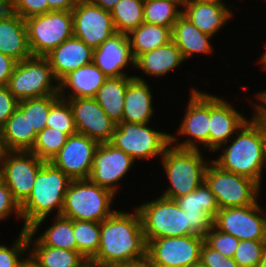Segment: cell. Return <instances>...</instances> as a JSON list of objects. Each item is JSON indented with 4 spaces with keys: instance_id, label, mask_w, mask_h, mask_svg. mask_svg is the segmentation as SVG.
Here are the masks:
<instances>
[{
    "instance_id": "41",
    "label": "cell",
    "mask_w": 266,
    "mask_h": 267,
    "mask_svg": "<svg viewBox=\"0 0 266 267\" xmlns=\"http://www.w3.org/2000/svg\"><path fill=\"white\" fill-rule=\"evenodd\" d=\"M18 234L10 247L0 243V267H16L28 254L27 230Z\"/></svg>"
},
{
    "instance_id": "60",
    "label": "cell",
    "mask_w": 266,
    "mask_h": 267,
    "mask_svg": "<svg viewBox=\"0 0 266 267\" xmlns=\"http://www.w3.org/2000/svg\"><path fill=\"white\" fill-rule=\"evenodd\" d=\"M191 267H206V266H204V265L201 264V263H197V264H195V265H192Z\"/></svg>"
},
{
    "instance_id": "4",
    "label": "cell",
    "mask_w": 266,
    "mask_h": 267,
    "mask_svg": "<svg viewBox=\"0 0 266 267\" xmlns=\"http://www.w3.org/2000/svg\"><path fill=\"white\" fill-rule=\"evenodd\" d=\"M203 150L179 148L171 143L166 147L161 161L169 186L162 197L177 199L197 189L205 181V171L210 159Z\"/></svg>"
},
{
    "instance_id": "56",
    "label": "cell",
    "mask_w": 266,
    "mask_h": 267,
    "mask_svg": "<svg viewBox=\"0 0 266 267\" xmlns=\"http://www.w3.org/2000/svg\"><path fill=\"white\" fill-rule=\"evenodd\" d=\"M258 267H266V247L264 249V252H263V255H262V258L260 260Z\"/></svg>"
},
{
    "instance_id": "13",
    "label": "cell",
    "mask_w": 266,
    "mask_h": 267,
    "mask_svg": "<svg viewBox=\"0 0 266 267\" xmlns=\"http://www.w3.org/2000/svg\"><path fill=\"white\" fill-rule=\"evenodd\" d=\"M214 226L238 240H266V213L259 201L253 205L220 209Z\"/></svg>"
},
{
    "instance_id": "8",
    "label": "cell",
    "mask_w": 266,
    "mask_h": 267,
    "mask_svg": "<svg viewBox=\"0 0 266 267\" xmlns=\"http://www.w3.org/2000/svg\"><path fill=\"white\" fill-rule=\"evenodd\" d=\"M147 124L118 123L111 141L114 147L122 150L134 161L162 158L170 144V134L155 130Z\"/></svg>"
},
{
    "instance_id": "45",
    "label": "cell",
    "mask_w": 266,
    "mask_h": 267,
    "mask_svg": "<svg viewBox=\"0 0 266 267\" xmlns=\"http://www.w3.org/2000/svg\"><path fill=\"white\" fill-rule=\"evenodd\" d=\"M200 263L206 267H239L233 258L213 250L205 242L200 251Z\"/></svg>"
},
{
    "instance_id": "9",
    "label": "cell",
    "mask_w": 266,
    "mask_h": 267,
    "mask_svg": "<svg viewBox=\"0 0 266 267\" xmlns=\"http://www.w3.org/2000/svg\"><path fill=\"white\" fill-rule=\"evenodd\" d=\"M205 182L220 209L253 205L260 199L261 187L251 178L227 172L212 161L205 171Z\"/></svg>"
},
{
    "instance_id": "15",
    "label": "cell",
    "mask_w": 266,
    "mask_h": 267,
    "mask_svg": "<svg viewBox=\"0 0 266 267\" xmlns=\"http://www.w3.org/2000/svg\"><path fill=\"white\" fill-rule=\"evenodd\" d=\"M73 36L81 39L92 49L116 33L111 12L102 9L91 0H78L71 11Z\"/></svg>"
},
{
    "instance_id": "49",
    "label": "cell",
    "mask_w": 266,
    "mask_h": 267,
    "mask_svg": "<svg viewBox=\"0 0 266 267\" xmlns=\"http://www.w3.org/2000/svg\"><path fill=\"white\" fill-rule=\"evenodd\" d=\"M50 11H72L78 0H47Z\"/></svg>"
},
{
    "instance_id": "20",
    "label": "cell",
    "mask_w": 266,
    "mask_h": 267,
    "mask_svg": "<svg viewBox=\"0 0 266 267\" xmlns=\"http://www.w3.org/2000/svg\"><path fill=\"white\" fill-rule=\"evenodd\" d=\"M227 99L210 94L209 151L213 153L226 144L248 118L237 111Z\"/></svg>"
},
{
    "instance_id": "48",
    "label": "cell",
    "mask_w": 266,
    "mask_h": 267,
    "mask_svg": "<svg viewBox=\"0 0 266 267\" xmlns=\"http://www.w3.org/2000/svg\"><path fill=\"white\" fill-rule=\"evenodd\" d=\"M255 97L258 100L257 103L253 101L250 102L253 109L251 118L254 120L266 121V90L259 91L255 94Z\"/></svg>"
},
{
    "instance_id": "46",
    "label": "cell",
    "mask_w": 266,
    "mask_h": 267,
    "mask_svg": "<svg viewBox=\"0 0 266 267\" xmlns=\"http://www.w3.org/2000/svg\"><path fill=\"white\" fill-rule=\"evenodd\" d=\"M18 104L19 101L9 91L7 85L0 86V129L18 108Z\"/></svg>"
},
{
    "instance_id": "30",
    "label": "cell",
    "mask_w": 266,
    "mask_h": 267,
    "mask_svg": "<svg viewBox=\"0 0 266 267\" xmlns=\"http://www.w3.org/2000/svg\"><path fill=\"white\" fill-rule=\"evenodd\" d=\"M6 151H30L37 134L31 129L29 118L17 108L0 129Z\"/></svg>"
},
{
    "instance_id": "11",
    "label": "cell",
    "mask_w": 266,
    "mask_h": 267,
    "mask_svg": "<svg viewBox=\"0 0 266 267\" xmlns=\"http://www.w3.org/2000/svg\"><path fill=\"white\" fill-rule=\"evenodd\" d=\"M33 56L45 57L65 40L73 37L71 11H50L25 19Z\"/></svg>"
},
{
    "instance_id": "32",
    "label": "cell",
    "mask_w": 266,
    "mask_h": 267,
    "mask_svg": "<svg viewBox=\"0 0 266 267\" xmlns=\"http://www.w3.org/2000/svg\"><path fill=\"white\" fill-rule=\"evenodd\" d=\"M52 225L36 238L27 235L28 245H45L66 250H76V241L73 232V220L62 215H53Z\"/></svg>"
},
{
    "instance_id": "27",
    "label": "cell",
    "mask_w": 266,
    "mask_h": 267,
    "mask_svg": "<svg viewBox=\"0 0 266 267\" xmlns=\"http://www.w3.org/2000/svg\"><path fill=\"white\" fill-rule=\"evenodd\" d=\"M185 59L176 44L171 40L154 50L145 52L135 59V68L145 75L155 77L168 76L172 70L179 68Z\"/></svg>"
},
{
    "instance_id": "12",
    "label": "cell",
    "mask_w": 266,
    "mask_h": 267,
    "mask_svg": "<svg viewBox=\"0 0 266 267\" xmlns=\"http://www.w3.org/2000/svg\"><path fill=\"white\" fill-rule=\"evenodd\" d=\"M204 237L200 235L156 238L147 243L153 267H191L200 263Z\"/></svg>"
},
{
    "instance_id": "50",
    "label": "cell",
    "mask_w": 266,
    "mask_h": 267,
    "mask_svg": "<svg viewBox=\"0 0 266 267\" xmlns=\"http://www.w3.org/2000/svg\"><path fill=\"white\" fill-rule=\"evenodd\" d=\"M112 267H153V265L151 264V261L149 260V258L145 256L142 259L120 263Z\"/></svg>"
},
{
    "instance_id": "58",
    "label": "cell",
    "mask_w": 266,
    "mask_h": 267,
    "mask_svg": "<svg viewBox=\"0 0 266 267\" xmlns=\"http://www.w3.org/2000/svg\"><path fill=\"white\" fill-rule=\"evenodd\" d=\"M8 6V0H0V10Z\"/></svg>"
},
{
    "instance_id": "17",
    "label": "cell",
    "mask_w": 266,
    "mask_h": 267,
    "mask_svg": "<svg viewBox=\"0 0 266 267\" xmlns=\"http://www.w3.org/2000/svg\"><path fill=\"white\" fill-rule=\"evenodd\" d=\"M99 143L80 133L69 135L67 142L50 161L71 180L88 179Z\"/></svg>"
},
{
    "instance_id": "59",
    "label": "cell",
    "mask_w": 266,
    "mask_h": 267,
    "mask_svg": "<svg viewBox=\"0 0 266 267\" xmlns=\"http://www.w3.org/2000/svg\"><path fill=\"white\" fill-rule=\"evenodd\" d=\"M201 1H213V2H218V3H221V4H226L225 0H201Z\"/></svg>"
},
{
    "instance_id": "22",
    "label": "cell",
    "mask_w": 266,
    "mask_h": 267,
    "mask_svg": "<svg viewBox=\"0 0 266 267\" xmlns=\"http://www.w3.org/2000/svg\"><path fill=\"white\" fill-rule=\"evenodd\" d=\"M233 5L213 1L186 0L182 14L188 18L201 32L211 37L233 19Z\"/></svg>"
},
{
    "instance_id": "52",
    "label": "cell",
    "mask_w": 266,
    "mask_h": 267,
    "mask_svg": "<svg viewBox=\"0 0 266 267\" xmlns=\"http://www.w3.org/2000/svg\"><path fill=\"white\" fill-rule=\"evenodd\" d=\"M16 267H39V265L28 253Z\"/></svg>"
},
{
    "instance_id": "44",
    "label": "cell",
    "mask_w": 266,
    "mask_h": 267,
    "mask_svg": "<svg viewBox=\"0 0 266 267\" xmlns=\"http://www.w3.org/2000/svg\"><path fill=\"white\" fill-rule=\"evenodd\" d=\"M10 215L16 216L17 220H22L19 203L14 199L12 192L0 178V221L8 220Z\"/></svg>"
},
{
    "instance_id": "54",
    "label": "cell",
    "mask_w": 266,
    "mask_h": 267,
    "mask_svg": "<svg viewBox=\"0 0 266 267\" xmlns=\"http://www.w3.org/2000/svg\"><path fill=\"white\" fill-rule=\"evenodd\" d=\"M5 152H6V149L4 147L1 132H0V165H2Z\"/></svg>"
},
{
    "instance_id": "38",
    "label": "cell",
    "mask_w": 266,
    "mask_h": 267,
    "mask_svg": "<svg viewBox=\"0 0 266 267\" xmlns=\"http://www.w3.org/2000/svg\"><path fill=\"white\" fill-rule=\"evenodd\" d=\"M69 135L56 129L46 127L40 131L30 150L39 159L50 162L67 142Z\"/></svg>"
},
{
    "instance_id": "36",
    "label": "cell",
    "mask_w": 266,
    "mask_h": 267,
    "mask_svg": "<svg viewBox=\"0 0 266 267\" xmlns=\"http://www.w3.org/2000/svg\"><path fill=\"white\" fill-rule=\"evenodd\" d=\"M76 251L86 260H91L99 249L100 222L73 220Z\"/></svg>"
},
{
    "instance_id": "29",
    "label": "cell",
    "mask_w": 266,
    "mask_h": 267,
    "mask_svg": "<svg viewBox=\"0 0 266 267\" xmlns=\"http://www.w3.org/2000/svg\"><path fill=\"white\" fill-rule=\"evenodd\" d=\"M133 78L132 75L109 77L94 97L107 116L116 124L122 122L125 93Z\"/></svg>"
},
{
    "instance_id": "24",
    "label": "cell",
    "mask_w": 266,
    "mask_h": 267,
    "mask_svg": "<svg viewBox=\"0 0 266 267\" xmlns=\"http://www.w3.org/2000/svg\"><path fill=\"white\" fill-rule=\"evenodd\" d=\"M45 57L49 61L54 77L60 82L70 72L92 63L93 49L73 36Z\"/></svg>"
},
{
    "instance_id": "57",
    "label": "cell",
    "mask_w": 266,
    "mask_h": 267,
    "mask_svg": "<svg viewBox=\"0 0 266 267\" xmlns=\"http://www.w3.org/2000/svg\"><path fill=\"white\" fill-rule=\"evenodd\" d=\"M80 267H99V266L96 263H94L92 260H87Z\"/></svg>"
},
{
    "instance_id": "19",
    "label": "cell",
    "mask_w": 266,
    "mask_h": 267,
    "mask_svg": "<svg viewBox=\"0 0 266 267\" xmlns=\"http://www.w3.org/2000/svg\"><path fill=\"white\" fill-rule=\"evenodd\" d=\"M174 200L187 215L190 235L204 237L213 228L214 218L220 208L205 181L193 192Z\"/></svg>"
},
{
    "instance_id": "14",
    "label": "cell",
    "mask_w": 266,
    "mask_h": 267,
    "mask_svg": "<svg viewBox=\"0 0 266 267\" xmlns=\"http://www.w3.org/2000/svg\"><path fill=\"white\" fill-rule=\"evenodd\" d=\"M46 161L31 151H6L0 169V178L21 205L34 186L37 173Z\"/></svg>"
},
{
    "instance_id": "18",
    "label": "cell",
    "mask_w": 266,
    "mask_h": 267,
    "mask_svg": "<svg viewBox=\"0 0 266 267\" xmlns=\"http://www.w3.org/2000/svg\"><path fill=\"white\" fill-rule=\"evenodd\" d=\"M66 100L73 111L77 133L84 134L99 144L111 141L117 124L107 116L95 98Z\"/></svg>"
},
{
    "instance_id": "34",
    "label": "cell",
    "mask_w": 266,
    "mask_h": 267,
    "mask_svg": "<svg viewBox=\"0 0 266 267\" xmlns=\"http://www.w3.org/2000/svg\"><path fill=\"white\" fill-rule=\"evenodd\" d=\"M185 1L144 0V22L173 27L182 15Z\"/></svg>"
},
{
    "instance_id": "53",
    "label": "cell",
    "mask_w": 266,
    "mask_h": 267,
    "mask_svg": "<svg viewBox=\"0 0 266 267\" xmlns=\"http://www.w3.org/2000/svg\"><path fill=\"white\" fill-rule=\"evenodd\" d=\"M261 127L263 140H264V150H265V159H266V121L263 120H255Z\"/></svg>"
},
{
    "instance_id": "21",
    "label": "cell",
    "mask_w": 266,
    "mask_h": 267,
    "mask_svg": "<svg viewBox=\"0 0 266 267\" xmlns=\"http://www.w3.org/2000/svg\"><path fill=\"white\" fill-rule=\"evenodd\" d=\"M92 62L109 78L129 76L124 70L135 68L130 41L125 33L116 32L93 49Z\"/></svg>"
},
{
    "instance_id": "7",
    "label": "cell",
    "mask_w": 266,
    "mask_h": 267,
    "mask_svg": "<svg viewBox=\"0 0 266 267\" xmlns=\"http://www.w3.org/2000/svg\"><path fill=\"white\" fill-rule=\"evenodd\" d=\"M7 87L19 102L59 94V82L48 59L42 56H31L17 62Z\"/></svg>"
},
{
    "instance_id": "28",
    "label": "cell",
    "mask_w": 266,
    "mask_h": 267,
    "mask_svg": "<svg viewBox=\"0 0 266 267\" xmlns=\"http://www.w3.org/2000/svg\"><path fill=\"white\" fill-rule=\"evenodd\" d=\"M172 41L181 51L183 58L188 60L194 55H209L214 52L213 37L201 32L183 14L175 22L171 30Z\"/></svg>"
},
{
    "instance_id": "25",
    "label": "cell",
    "mask_w": 266,
    "mask_h": 267,
    "mask_svg": "<svg viewBox=\"0 0 266 267\" xmlns=\"http://www.w3.org/2000/svg\"><path fill=\"white\" fill-rule=\"evenodd\" d=\"M129 82L125 98L122 122L147 124L151 123L154 114L151 85L142 76L133 75Z\"/></svg>"
},
{
    "instance_id": "39",
    "label": "cell",
    "mask_w": 266,
    "mask_h": 267,
    "mask_svg": "<svg viewBox=\"0 0 266 267\" xmlns=\"http://www.w3.org/2000/svg\"><path fill=\"white\" fill-rule=\"evenodd\" d=\"M47 127L56 129L68 135L77 133L73 111L69 101L59 98L49 111Z\"/></svg>"
},
{
    "instance_id": "61",
    "label": "cell",
    "mask_w": 266,
    "mask_h": 267,
    "mask_svg": "<svg viewBox=\"0 0 266 267\" xmlns=\"http://www.w3.org/2000/svg\"><path fill=\"white\" fill-rule=\"evenodd\" d=\"M169 1H186V0H169Z\"/></svg>"
},
{
    "instance_id": "33",
    "label": "cell",
    "mask_w": 266,
    "mask_h": 267,
    "mask_svg": "<svg viewBox=\"0 0 266 267\" xmlns=\"http://www.w3.org/2000/svg\"><path fill=\"white\" fill-rule=\"evenodd\" d=\"M28 253L39 267H80L87 260L76 250L28 245Z\"/></svg>"
},
{
    "instance_id": "37",
    "label": "cell",
    "mask_w": 266,
    "mask_h": 267,
    "mask_svg": "<svg viewBox=\"0 0 266 267\" xmlns=\"http://www.w3.org/2000/svg\"><path fill=\"white\" fill-rule=\"evenodd\" d=\"M60 98L59 94L22 100L18 108L29 118L31 129L36 134L47 127V119L51 106Z\"/></svg>"
},
{
    "instance_id": "5",
    "label": "cell",
    "mask_w": 266,
    "mask_h": 267,
    "mask_svg": "<svg viewBox=\"0 0 266 267\" xmlns=\"http://www.w3.org/2000/svg\"><path fill=\"white\" fill-rule=\"evenodd\" d=\"M116 195L89 179L72 180L65 194L61 215L71 220L102 222L116 209L112 204Z\"/></svg>"
},
{
    "instance_id": "2",
    "label": "cell",
    "mask_w": 266,
    "mask_h": 267,
    "mask_svg": "<svg viewBox=\"0 0 266 267\" xmlns=\"http://www.w3.org/2000/svg\"><path fill=\"white\" fill-rule=\"evenodd\" d=\"M71 179L51 162H45L37 173L34 186L28 198L20 205L22 221L21 231L36 236L43 222L53 212L61 215L65 194Z\"/></svg>"
},
{
    "instance_id": "1",
    "label": "cell",
    "mask_w": 266,
    "mask_h": 267,
    "mask_svg": "<svg viewBox=\"0 0 266 267\" xmlns=\"http://www.w3.org/2000/svg\"><path fill=\"white\" fill-rule=\"evenodd\" d=\"M133 212L116 210L100 223V243L97 254L91 259L99 267H112L147 256V242L141 217Z\"/></svg>"
},
{
    "instance_id": "23",
    "label": "cell",
    "mask_w": 266,
    "mask_h": 267,
    "mask_svg": "<svg viewBox=\"0 0 266 267\" xmlns=\"http://www.w3.org/2000/svg\"><path fill=\"white\" fill-rule=\"evenodd\" d=\"M0 53L17 62L32 55L25 20L7 6L0 10Z\"/></svg>"
},
{
    "instance_id": "31",
    "label": "cell",
    "mask_w": 266,
    "mask_h": 267,
    "mask_svg": "<svg viewBox=\"0 0 266 267\" xmlns=\"http://www.w3.org/2000/svg\"><path fill=\"white\" fill-rule=\"evenodd\" d=\"M172 27H163L143 22L127 35L133 58L167 44L172 40Z\"/></svg>"
},
{
    "instance_id": "55",
    "label": "cell",
    "mask_w": 266,
    "mask_h": 267,
    "mask_svg": "<svg viewBox=\"0 0 266 267\" xmlns=\"http://www.w3.org/2000/svg\"><path fill=\"white\" fill-rule=\"evenodd\" d=\"M265 47H266V42H265ZM257 64L260 62V64L262 63V69L266 70V50L263 51V54H261L259 60H257Z\"/></svg>"
},
{
    "instance_id": "26",
    "label": "cell",
    "mask_w": 266,
    "mask_h": 267,
    "mask_svg": "<svg viewBox=\"0 0 266 267\" xmlns=\"http://www.w3.org/2000/svg\"><path fill=\"white\" fill-rule=\"evenodd\" d=\"M107 78L92 62L70 72L59 82V96L63 99L94 98Z\"/></svg>"
},
{
    "instance_id": "6",
    "label": "cell",
    "mask_w": 266,
    "mask_h": 267,
    "mask_svg": "<svg viewBox=\"0 0 266 267\" xmlns=\"http://www.w3.org/2000/svg\"><path fill=\"white\" fill-rule=\"evenodd\" d=\"M135 208L147 243L156 238L190 235L187 215L175 200L158 196Z\"/></svg>"
},
{
    "instance_id": "35",
    "label": "cell",
    "mask_w": 266,
    "mask_h": 267,
    "mask_svg": "<svg viewBox=\"0 0 266 267\" xmlns=\"http://www.w3.org/2000/svg\"><path fill=\"white\" fill-rule=\"evenodd\" d=\"M144 0H120L110 11L116 32L128 34L144 22Z\"/></svg>"
},
{
    "instance_id": "51",
    "label": "cell",
    "mask_w": 266,
    "mask_h": 267,
    "mask_svg": "<svg viewBox=\"0 0 266 267\" xmlns=\"http://www.w3.org/2000/svg\"><path fill=\"white\" fill-rule=\"evenodd\" d=\"M104 10L111 11L120 0H91Z\"/></svg>"
},
{
    "instance_id": "16",
    "label": "cell",
    "mask_w": 266,
    "mask_h": 267,
    "mask_svg": "<svg viewBox=\"0 0 266 267\" xmlns=\"http://www.w3.org/2000/svg\"><path fill=\"white\" fill-rule=\"evenodd\" d=\"M135 161L122 150L109 142L100 143L95 151L89 180L109 189L115 195L120 190L121 179L135 165ZM133 165V166H132Z\"/></svg>"
},
{
    "instance_id": "47",
    "label": "cell",
    "mask_w": 266,
    "mask_h": 267,
    "mask_svg": "<svg viewBox=\"0 0 266 267\" xmlns=\"http://www.w3.org/2000/svg\"><path fill=\"white\" fill-rule=\"evenodd\" d=\"M17 61L0 53V86L7 85L12 75Z\"/></svg>"
},
{
    "instance_id": "40",
    "label": "cell",
    "mask_w": 266,
    "mask_h": 267,
    "mask_svg": "<svg viewBox=\"0 0 266 267\" xmlns=\"http://www.w3.org/2000/svg\"><path fill=\"white\" fill-rule=\"evenodd\" d=\"M266 240H240L234 253V261L239 267H258Z\"/></svg>"
},
{
    "instance_id": "43",
    "label": "cell",
    "mask_w": 266,
    "mask_h": 267,
    "mask_svg": "<svg viewBox=\"0 0 266 267\" xmlns=\"http://www.w3.org/2000/svg\"><path fill=\"white\" fill-rule=\"evenodd\" d=\"M8 6L24 20L49 12L47 0H8Z\"/></svg>"
},
{
    "instance_id": "10",
    "label": "cell",
    "mask_w": 266,
    "mask_h": 267,
    "mask_svg": "<svg viewBox=\"0 0 266 267\" xmlns=\"http://www.w3.org/2000/svg\"><path fill=\"white\" fill-rule=\"evenodd\" d=\"M189 96L184 117L176 132L178 136L187 138L180 142L178 136L170 133V143L179 148L205 151V148L209 149L210 93L194 87L190 89Z\"/></svg>"
},
{
    "instance_id": "42",
    "label": "cell",
    "mask_w": 266,
    "mask_h": 267,
    "mask_svg": "<svg viewBox=\"0 0 266 267\" xmlns=\"http://www.w3.org/2000/svg\"><path fill=\"white\" fill-rule=\"evenodd\" d=\"M204 242L213 250L220 252L226 257L233 258L240 240L213 226V228L205 234Z\"/></svg>"
},
{
    "instance_id": "3",
    "label": "cell",
    "mask_w": 266,
    "mask_h": 267,
    "mask_svg": "<svg viewBox=\"0 0 266 267\" xmlns=\"http://www.w3.org/2000/svg\"><path fill=\"white\" fill-rule=\"evenodd\" d=\"M234 136L215 151L222 150L211 161L224 171L251 178L263 185L266 159L260 125L249 118Z\"/></svg>"
}]
</instances>
